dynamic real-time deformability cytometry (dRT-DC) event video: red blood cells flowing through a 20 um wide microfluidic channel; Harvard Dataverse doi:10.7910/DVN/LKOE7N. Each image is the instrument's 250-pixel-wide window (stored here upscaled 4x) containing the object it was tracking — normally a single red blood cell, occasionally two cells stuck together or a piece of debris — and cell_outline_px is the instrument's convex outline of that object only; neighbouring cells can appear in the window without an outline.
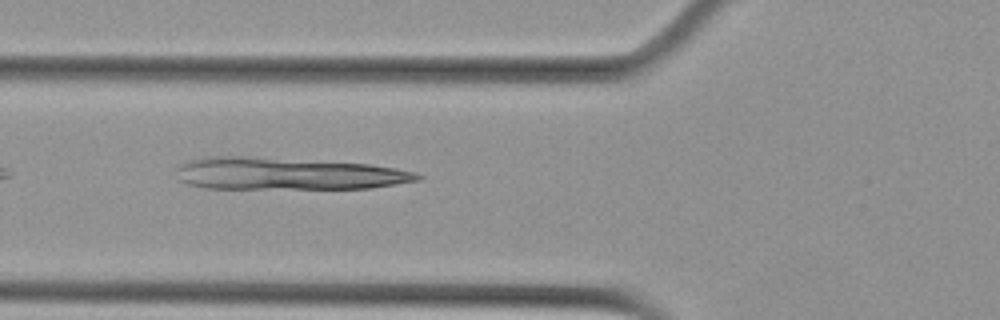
{"species": "Egyptian fruit bat (a non-hibernating species)", "species_latin": "Rousettus aegyptiacus", "temperature_condition": "cold", "stored_images_in_passage": 38, "camera_frame_rate_fps": 3000, "um_per_image_px": 0.085, "animal": {"sex": "female"}, "frame": {"image": 1, "passage_image": 5, "time_ms": 1.333, "image_size_px": [1000, 320], "cell_outline_px": [[424, 176], [420, 180], [372, 188], [204, 188], [188, 184], [180, 180], [176, 168], [176, 164], [188, 160], [204, 156], [244, 156], [372, 164], [396, 168], [416, 172]], "centroid_in_image_um": [24.42, 14.75], "position_along_channel_um": 101.4, "area_um2": 45.43}}
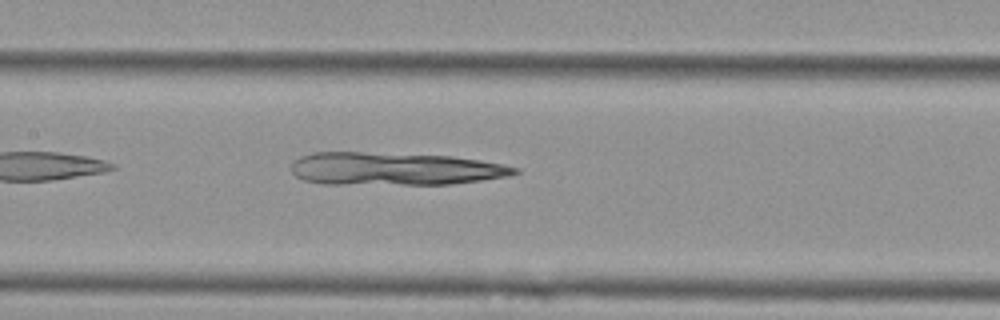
{"frame": {"image": 2, "passage_image": 11, "time_ms": 3.333, "image_size_px": [1000, 320], "cell_outline_px": [[520, 172], [508, 176], [452, 184], [324, 184], [304, 180], [296, 176], [292, 172], [292, 160], [300, 156], [312, 152], [360, 152], [452, 156], [480, 160], [520, 168]], "centroid_in_image_um": [33.51, 14.35], "position_along_channel_um": 173.9, "area_um2": 42.77}}
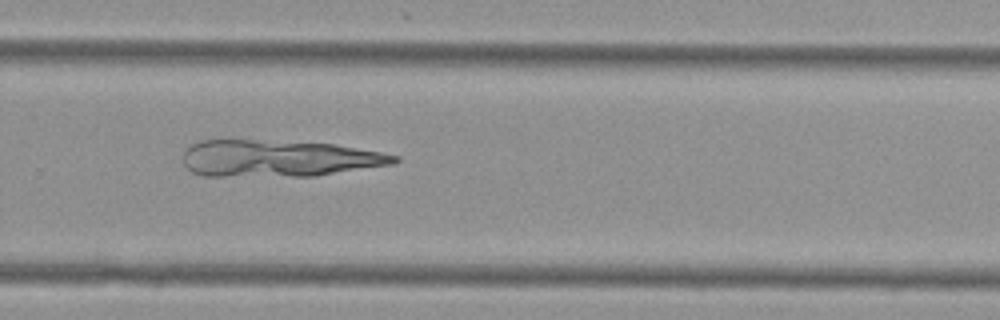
{"frame": {"image": 3, "passage_image": 22, "time_ms": 7.0, "image_size_px": [1000, 320], "cell_outline_px": [[400, 160], [396, 164], [316, 176], [204, 176], [192, 172], [184, 164], [184, 152], [192, 144], [200, 140], [256, 140], [336, 144], [380, 152], [400, 156]], "centroid_in_image_um": [23.73, 13.47], "position_along_channel_um": 306.1, "area_um2": 45.37}}